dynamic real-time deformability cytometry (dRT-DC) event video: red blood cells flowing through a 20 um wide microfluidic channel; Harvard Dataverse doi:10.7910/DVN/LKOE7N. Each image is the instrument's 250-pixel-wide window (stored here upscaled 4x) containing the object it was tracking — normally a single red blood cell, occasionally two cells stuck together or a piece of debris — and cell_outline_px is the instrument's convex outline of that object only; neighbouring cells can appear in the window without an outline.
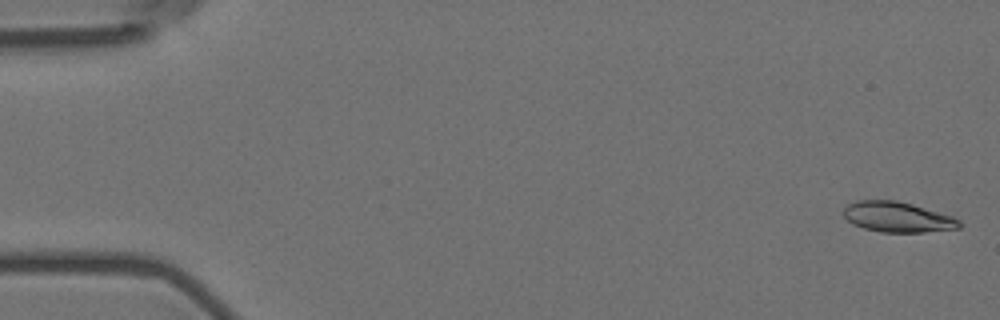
{"species": "Egyptian fruit bat (a non-hibernating species)", "species_latin": "Rousettus aegyptiacus", "temperature_condition": "room temperature", "stored_images_in_passage": 58, "camera_frame_rate_fps": 3000, "um_per_image_px": 0.085, "animal": {"sex": "female"}, "frame": {"image": 1, "passage_image": 2, "time_ms": 0.333, "image_size_px": [1000, 320], "cell_outline_px": [[960, 228], [924, 232], [880, 232], [864, 228], [852, 224], [844, 216], [844, 208], [848, 204], [856, 200], [896, 200], [912, 204], [952, 216], [960, 220]], "centroid_in_image_um": [76.27, 18.44], "position_along_channel_um": 8.7, "area_um2": 20.4}}
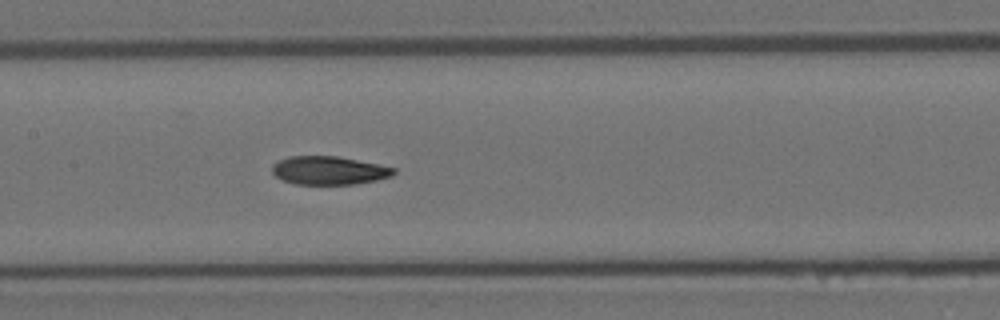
{"frame": {"image": 2, "passage_image": 28, "time_ms": 9.0, "image_size_px": [1000, 320], "cell_outline_px": [[396, 172], [392, 176], [376, 180], [352, 184], [296, 184], [284, 180], [276, 176], [272, 172], [272, 164], [288, 156], [336, 156], [396, 168]], "centroid_in_image_um": [27.95, 14.48], "position_along_channel_um": 179.5, "area_um2": 19.88}}
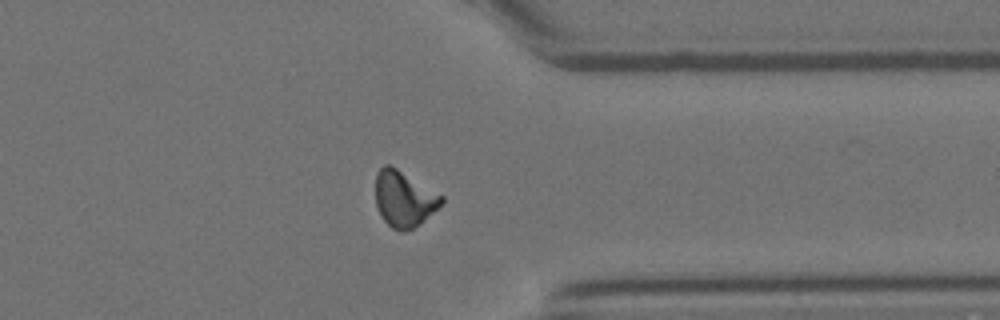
{"frame": {"image": 3, "passage_image": 45, "time_ms": 14.667, "image_size_px": [1000, 320], "cell_outline_px": [[444, 200], [432, 212], [412, 228], [404, 232], [400, 232], [392, 228], [384, 220], [376, 204], [376, 172], [384, 164], [388, 164], [396, 168], [444, 196]], "centroid_in_image_um": [34.31, 16.88], "position_along_channel_um": 377.1, "area_um2": 20.98}, "authors_computed_cell_mechanics": {"area_um2": 20.8947, "velocity_mm_per_s": 3.598, "shape_relaxation_time_tau1_ms": 5.7251, "shape_relaxation_time_tau2_ms": 2.4897, "deformation_change_tau1": 0.1823, "deformation_change_tau2": 0.0897}}